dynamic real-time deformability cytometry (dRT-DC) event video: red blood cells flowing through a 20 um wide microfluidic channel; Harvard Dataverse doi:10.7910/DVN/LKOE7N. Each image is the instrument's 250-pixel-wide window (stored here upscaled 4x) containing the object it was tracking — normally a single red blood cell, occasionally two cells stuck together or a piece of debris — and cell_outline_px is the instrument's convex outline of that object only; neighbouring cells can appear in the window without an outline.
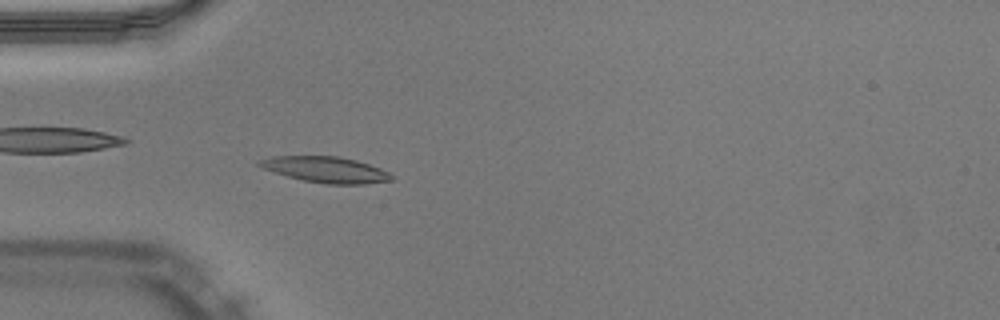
{"species": "Egyptian fruit bat (a non-hibernating species)", "species_latin": "Rousettus aegyptiacus", "temperature_condition": "warm", "stored_images_in_passage": 50, "camera_frame_rate_fps": 3000, "um_per_image_px": 0.085, "animal": {"sex": "male"}, "frame": {"image": 1, "passage_image": 15, "time_ms": 4.667, "image_size_px": [1000, 320], "cell_outline_px": [[396, 180], [364, 184], [328, 184], [304, 180], [288, 176], [264, 168], [256, 164], [260, 160], [272, 156], [340, 156], [356, 160], [380, 168], [396, 176]], "centroid_in_image_um": [27.77, 14.42], "position_along_channel_um": 57.2, "area_um2": 19.88}}
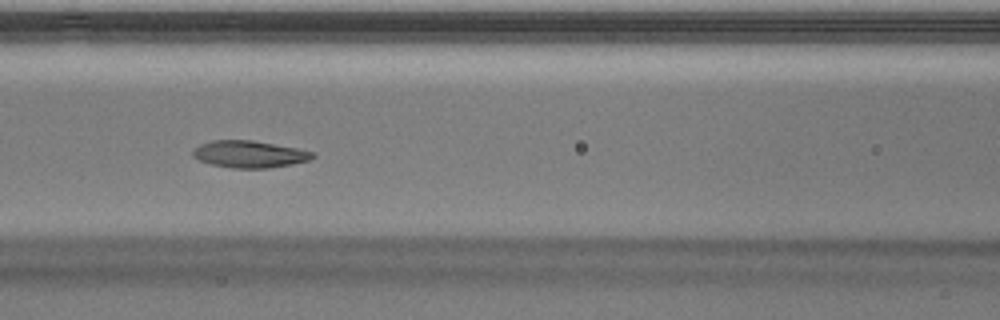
{"frame": {"image": 2, "passage_image": 22, "time_ms": 7.0, "image_size_px": [1000, 320], "cell_outline_px": [[316, 156], [308, 160], [292, 164], [268, 168], [232, 168], [212, 164], [200, 160], [192, 156], [192, 152], [200, 144], [212, 140], [252, 140], [296, 148], [312, 152]], "centroid_in_image_um": [21.18, 13.1], "position_along_channel_um": 145.4, "area_um2": 18.61}, "authors_computed_cell_mechanics": {"area_um2": 19.1607, "velocity_mm_per_s": 3.9518, "shape_relaxation_time_tau1_ms": 4.8047, "shape_relaxation_time_tau2_ms": 2.1128, "deformation_change_tau1": 0.1799, "deformation_change_tau2": 0.0771}}